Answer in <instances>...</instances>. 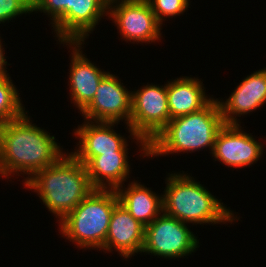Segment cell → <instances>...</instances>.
I'll use <instances>...</instances> for the list:
<instances>
[{
  "label": "cell",
  "mask_w": 266,
  "mask_h": 267,
  "mask_svg": "<svg viewBox=\"0 0 266 267\" xmlns=\"http://www.w3.org/2000/svg\"><path fill=\"white\" fill-rule=\"evenodd\" d=\"M193 179L184 173L169 174L162 195L163 213L186 224L232 223L234 213Z\"/></svg>",
  "instance_id": "4"
},
{
  "label": "cell",
  "mask_w": 266,
  "mask_h": 267,
  "mask_svg": "<svg viewBox=\"0 0 266 267\" xmlns=\"http://www.w3.org/2000/svg\"><path fill=\"white\" fill-rule=\"evenodd\" d=\"M31 12H33V0H0V24Z\"/></svg>",
  "instance_id": "21"
},
{
  "label": "cell",
  "mask_w": 266,
  "mask_h": 267,
  "mask_svg": "<svg viewBox=\"0 0 266 267\" xmlns=\"http://www.w3.org/2000/svg\"><path fill=\"white\" fill-rule=\"evenodd\" d=\"M202 83L187 76L167 83L170 119L197 112L213 99L206 96Z\"/></svg>",
  "instance_id": "16"
},
{
  "label": "cell",
  "mask_w": 266,
  "mask_h": 267,
  "mask_svg": "<svg viewBox=\"0 0 266 267\" xmlns=\"http://www.w3.org/2000/svg\"><path fill=\"white\" fill-rule=\"evenodd\" d=\"M26 188L38 193L43 204L59 221L64 219L95 188L86 166L71 153L36 172L24 182Z\"/></svg>",
  "instance_id": "2"
},
{
  "label": "cell",
  "mask_w": 266,
  "mask_h": 267,
  "mask_svg": "<svg viewBox=\"0 0 266 267\" xmlns=\"http://www.w3.org/2000/svg\"><path fill=\"white\" fill-rule=\"evenodd\" d=\"M241 128L240 124H225L217 133L211 153L228 167H247L262 156V144Z\"/></svg>",
  "instance_id": "11"
},
{
  "label": "cell",
  "mask_w": 266,
  "mask_h": 267,
  "mask_svg": "<svg viewBox=\"0 0 266 267\" xmlns=\"http://www.w3.org/2000/svg\"><path fill=\"white\" fill-rule=\"evenodd\" d=\"M69 47L73 46L70 68V96L74 105L82 111L94 98L99 83L108 73L101 71L82 55V42H65Z\"/></svg>",
  "instance_id": "15"
},
{
  "label": "cell",
  "mask_w": 266,
  "mask_h": 267,
  "mask_svg": "<svg viewBox=\"0 0 266 267\" xmlns=\"http://www.w3.org/2000/svg\"><path fill=\"white\" fill-rule=\"evenodd\" d=\"M11 81L9 75L0 77V125L17 119L26 112L17 88Z\"/></svg>",
  "instance_id": "19"
},
{
  "label": "cell",
  "mask_w": 266,
  "mask_h": 267,
  "mask_svg": "<svg viewBox=\"0 0 266 267\" xmlns=\"http://www.w3.org/2000/svg\"><path fill=\"white\" fill-rule=\"evenodd\" d=\"M132 91H128L119 79L108 72L100 81L99 87L91 102L81 111L89 121L120 122L125 119L129 133L133 139L141 144V151L148 157V144L136 135L129 126L131 117Z\"/></svg>",
  "instance_id": "7"
},
{
  "label": "cell",
  "mask_w": 266,
  "mask_h": 267,
  "mask_svg": "<svg viewBox=\"0 0 266 267\" xmlns=\"http://www.w3.org/2000/svg\"><path fill=\"white\" fill-rule=\"evenodd\" d=\"M186 225L175 217L161 213L145 227L142 252L166 259L189 256L198 248L199 240Z\"/></svg>",
  "instance_id": "8"
},
{
  "label": "cell",
  "mask_w": 266,
  "mask_h": 267,
  "mask_svg": "<svg viewBox=\"0 0 266 267\" xmlns=\"http://www.w3.org/2000/svg\"><path fill=\"white\" fill-rule=\"evenodd\" d=\"M119 203L115 189H94L60 223V231L80 248L102 249L110 217Z\"/></svg>",
  "instance_id": "5"
},
{
  "label": "cell",
  "mask_w": 266,
  "mask_h": 267,
  "mask_svg": "<svg viewBox=\"0 0 266 267\" xmlns=\"http://www.w3.org/2000/svg\"><path fill=\"white\" fill-rule=\"evenodd\" d=\"M5 50H3L2 47V43L0 40V77H4V76H8L9 73H7V70L5 69L6 65H7V61L6 58L4 56V52Z\"/></svg>",
  "instance_id": "22"
},
{
  "label": "cell",
  "mask_w": 266,
  "mask_h": 267,
  "mask_svg": "<svg viewBox=\"0 0 266 267\" xmlns=\"http://www.w3.org/2000/svg\"><path fill=\"white\" fill-rule=\"evenodd\" d=\"M60 148L55 137L32 124L25 112L0 125V177L23 172L28 175L26 182L36 172L55 164L64 155Z\"/></svg>",
  "instance_id": "1"
},
{
  "label": "cell",
  "mask_w": 266,
  "mask_h": 267,
  "mask_svg": "<svg viewBox=\"0 0 266 267\" xmlns=\"http://www.w3.org/2000/svg\"><path fill=\"white\" fill-rule=\"evenodd\" d=\"M144 234L145 226L118 203L112 211L105 245L101 250L111 252L114 248L127 259L142 252Z\"/></svg>",
  "instance_id": "14"
},
{
  "label": "cell",
  "mask_w": 266,
  "mask_h": 267,
  "mask_svg": "<svg viewBox=\"0 0 266 267\" xmlns=\"http://www.w3.org/2000/svg\"><path fill=\"white\" fill-rule=\"evenodd\" d=\"M218 103L225 124H238L237 116L260 108L266 103V68L245 77L225 102Z\"/></svg>",
  "instance_id": "13"
},
{
  "label": "cell",
  "mask_w": 266,
  "mask_h": 267,
  "mask_svg": "<svg viewBox=\"0 0 266 267\" xmlns=\"http://www.w3.org/2000/svg\"><path fill=\"white\" fill-rule=\"evenodd\" d=\"M109 0H33V12L51 15L58 40L84 42L103 14L108 15Z\"/></svg>",
  "instance_id": "6"
},
{
  "label": "cell",
  "mask_w": 266,
  "mask_h": 267,
  "mask_svg": "<svg viewBox=\"0 0 266 267\" xmlns=\"http://www.w3.org/2000/svg\"><path fill=\"white\" fill-rule=\"evenodd\" d=\"M157 20L162 24L163 19L180 15L188 9L190 0H147ZM167 16V17H166Z\"/></svg>",
  "instance_id": "20"
},
{
  "label": "cell",
  "mask_w": 266,
  "mask_h": 267,
  "mask_svg": "<svg viewBox=\"0 0 266 267\" xmlns=\"http://www.w3.org/2000/svg\"><path fill=\"white\" fill-rule=\"evenodd\" d=\"M225 125L218 99L201 110L171 119L148 144V156L194 152L201 148L213 151L219 130Z\"/></svg>",
  "instance_id": "3"
},
{
  "label": "cell",
  "mask_w": 266,
  "mask_h": 267,
  "mask_svg": "<svg viewBox=\"0 0 266 267\" xmlns=\"http://www.w3.org/2000/svg\"><path fill=\"white\" fill-rule=\"evenodd\" d=\"M127 152L102 153L93 157L85 166L95 189L123 188L129 176Z\"/></svg>",
  "instance_id": "17"
},
{
  "label": "cell",
  "mask_w": 266,
  "mask_h": 267,
  "mask_svg": "<svg viewBox=\"0 0 266 267\" xmlns=\"http://www.w3.org/2000/svg\"><path fill=\"white\" fill-rule=\"evenodd\" d=\"M108 11V17H112L125 41L150 43L160 40L162 24L147 0H109Z\"/></svg>",
  "instance_id": "10"
},
{
  "label": "cell",
  "mask_w": 266,
  "mask_h": 267,
  "mask_svg": "<svg viewBox=\"0 0 266 267\" xmlns=\"http://www.w3.org/2000/svg\"><path fill=\"white\" fill-rule=\"evenodd\" d=\"M117 122L86 120L74 134L79 139L78 149L71 154L86 165L93 157L102 153L128 152V142L113 130Z\"/></svg>",
  "instance_id": "12"
},
{
  "label": "cell",
  "mask_w": 266,
  "mask_h": 267,
  "mask_svg": "<svg viewBox=\"0 0 266 267\" xmlns=\"http://www.w3.org/2000/svg\"><path fill=\"white\" fill-rule=\"evenodd\" d=\"M167 84H147L132 91L129 126L149 144L170 121Z\"/></svg>",
  "instance_id": "9"
},
{
  "label": "cell",
  "mask_w": 266,
  "mask_h": 267,
  "mask_svg": "<svg viewBox=\"0 0 266 267\" xmlns=\"http://www.w3.org/2000/svg\"><path fill=\"white\" fill-rule=\"evenodd\" d=\"M125 189H116L119 203L145 227L163 213L161 195H157L137 181L131 182Z\"/></svg>",
  "instance_id": "18"
}]
</instances>
